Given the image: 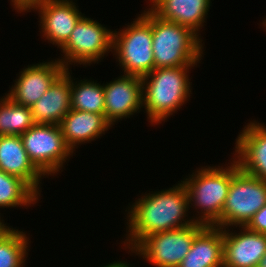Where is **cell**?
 <instances>
[{
    "instance_id": "cell-1",
    "label": "cell",
    "mask_w": 266,
    "mask_h": 267,
    "mask_svg": "<svg viewBox=\"0 0 266 267\" xmlns=\"http://www.w3.org/2000/svg\"><path fill=\"white\" fill-rule=\"evenodd\" d=\"M178 182L165 190L142 193L133 204L129 203L128 210H125L126 237L121 240L124 244L122 248L129 250L128 254L149 235L195 223L188 214L190 208L185 185L182 181Z\"/></svg>"
},
{
    "instance_id": "cell-2",
    "label": "cell",
    "mask_w": 266,
    "mask_h": 267,
    "mask_svg": "<svg viewBox=\"0 0 266 267\" xmlns=\"http://www.w3.org/2000/svg\"><path fill=\"white\" fill-rule=\"evenodd\" d=\"M231 160L224 166L198 167L181 180L188 193L189 208H194L198 213L192 216L195 223L222 228V210L229 186L240 170L237 161L234 158Z\"/></svg>"
},
{
    "instance_id": "cell-3",
    "label": "cell",
    "mask_w": 266,
    "mask_h": 267,
    "mask_svg": "<svg viewBox=\"0 0 266 267\" xmlns=\"http://www.w3.org/2000/svg\"><path fill=\"white\" fill-rule=\"evenodd\" d=\"M196 66L156 68L141 77L144 113L152 126L166 122L189 101L192 94L189 71Z\"/></svg>"
},
{
    "instance_id": "cell-4",
    "label": "cell",
    "mask_w": 266,
    "mask_h": 267,
    "mask_svg": "<svg viewBox=\"0 0 266 267\" xmlns=\"http://www.w3.org/2000/svg\"><path fill=\"white\" fill-rule=\"evenodd\" d=\"M191 29L152 13V50L156 68L198 65L204 42ZM203 55V56H202Z\"/></svg>"
},
{
    "instance_id": "cell-5",
    "label": "cell",
    "mask_w": 266,
    "mask_h": 267,
    "mask_svg": "<svg viewBox=\"0 0 266 267\" xmlns=\"http://www.w3.org/2000/svg\"><path fill=\"white\" fill-rule=\"evenodd\" d=\"M143 11L125 28L113 31L112 54L123 75L143 77L155 69L152 12L148 8Z\"/></svg>"
},
{
    "instance_id": "cell-6",
    "label": "cell",
    "mask_w": 266,
    "mask_h": 267,
    "mask_svg": "<svg viewBox=\"0 0 266 267\" xmlns=\"http://www.w3.org/2000/svg\"><path fill=\"white\" fill-rule=\"evenodd\" d=\"M113 31L98 20L82 16L75 24L67 42L60 48L62 56L57 58L66 69L70 65L88 67L99 63L105 55L112 53Z\"/></svg>"
},
{
    "instance_id": "cell-7",
    "label": "cell",
    "mask_w": 266,
    "mask_h": 267,
    "mask_svg": "<svg viewBox=\"0 0 266 267\" xmlns=\"http://www.w3.org/2000/svg\"><path fill=\"white\" fill-rule=\"evenodd\" d=\"M21 140L30 160L47 178L63 172L66 160L73 157L59 125L35 124L21 135Z\"/></svg>"
},
{
    "instance_id": "cell-8",
    "label": "cell",
    "mask_w": 266,
    "mask_h": 267,
    "mask_svg": "<svg viewBox=\"0 0 266 267\" xmlns=\"http://www.w3.org/2000/svg\"><path fill=\"white\" fill-rule=\"evenodd\" d=\"M205 227L200 223L145 237L132 251L154 267H179L193 239Z\"/></svg>"
},
{
    "instance_id": "cell-9",
    "label": "cell",
    "mask_w": 266,
    "mask_h": 267,
    "mask_svg": "<svg viewBox=\"0 0 266 267\" xmlns=\"http://www.w3.org/2000/svg\"><path fill=\"white\" fill-rule=\"evenodd\" d=\"M266 204V181L241 169L233 176L222 210V229L245 226Z\"/></svg>"
},
{
    "instance_id": "cell-10",
    "label": "cell",
    "mask_w": 266,
    "mask_h": 267,
    "mask_svg": "<svg viewBox=\"0 0 266 267\" xmlns=\"http://www.w3.org/2000/svg\"><path fill=\"white\" fill-rule=\"evenodd\" d=\"M74 0H40L26 11H37L41 38L61 48L69 39L75 24L85 15Z\"/></svg>"
},
{
    "instance_id": "cell-11",
    "label": "cell",
    "mask_w": 266,
    "mask_h": 267,
    "mask_svg": "<svg viewBox=\"0 0 266 267\" xmlns=\"http://www.w3.org/2000/svg\"><path fill=\"white\" fill-rule=\"evenodd\" d=\"M65 69L57 59L28 64L16 74L14 85L5 95L17 104L32 107Z\"/></svg>"
},
{
    "instance_id": "cell-12",
    "label": "cell",
    "mask_w": 266,
    "mask_h": 267,
    "mask_svg": "<svg viewBox=\"0 0 266 267\" xmlns=\"http://www.w3.org/2000/svg\"><path fill=\"white\" fill-rule=\"evenodd\" d=\"M105 94L104 116L114 126L143 109L142 80L135 75H120L103 83ZM142 108V109H141Z\"/></svg>"
},
{
    "instance_id": "cell-13",
    "label": "cell",
    "mask_w": 266,
    "mask_h": 267,
    "mask_svg": "<svg viewBox=\"0 0 266 267\" xmlns=\"http://www.w3.org/2000/svg\"><path fill=\"white\" fill-rule=\"evenodd\" d=\"M235 228H223V267H257L266 253V234Z\"/></svg>"
},
{
    "instance_id": "cell-14",
    "label": "cell",
    "mask_w": 266,
    "mask_h": 267,
    "mask_svg": "<svg viewBox=\"0 0 266 267\" xmlns=\"http://www.w3.org/2000/svg\"><path fill=\"white\" fill-rule=\"evenodd\" d=\"M266 124L250 120L235 139L232 156L240 169L266 181Z\"/></svg>"
},
{
    "instance_id": "cell-15",
    "label": "cell",
    "mask_w": 266,
    "mask_h": 267,
    "mask_svg": "<svg viewBox=\"0 0 266 267\" xmlns=\"http://www.w3.org/2000/svg\"><path fill=\"white\" fill-rule=\"evenodd\" d=\"M0 170L19 177L41 195L46 176L30 160L20 135H0Z\"/></svg>"
},
{
    "instance_id": "cell-16",
    "label": "cell",
    "mask_w": 266,
    "mask_h": 267,
    "mask_svg": "<svg viewBox=\"0 0 266 267\" xmlns=\"http://www.w3.org/2000/svg\"><path fill=\"white\" fill-rule=\"evenodd\" d=\"M148 9L162 20L191 29L200 38L206 25L211 0H148Z\"/></svg>"
},
{
    "instance_id": "cell-17",
    "label": "cell",
    "mask_w": 266,
    "mask_h": 267,
    "mask_svg": "<svg viewBox=\"0 0 266 267\" xmlns=\"http://www.w3.org/2000/svg\"><path fill=\"white\" fill-rule=\"evenodd\" d=\"M59 126L66 145L73 153L82 144L101 139L113 127L103 114L74 109L63 117Z\"/></svg>"
},
{
    "instance_id": "cell-18",
    "label": "cell",
    "mask_w": 266,
    "mask_h": 267,
    "mask_svg": "<svg viewBox=\"0 0 266 267\" xmlns=\"http://www.w3.org/2000/svg\"><path fill=\"white\" fill-rule=\"evenodd\" d=\"M70 71L71 69H65L41 98L30 107L35 124L59 125L71 110Z\"/></svg>"
},
{
    "instance_id": "cell-19",
    "label": "cell",
    "mask_w": 266,
    "mask_h": 267,
    "mask_svg": "<svg viewBox=\"0 0 266 267\" xmlns=\"http://www.w3.org/2000/svg\"><path fill=\"white\" fill-rule=\"evenodd\" d=\"M179 267H223V229L205 226L193 239Z\"/></svg>"
},
{
    "instance_id": "cell-20",
    "label": "cell",
    "mask_w": 266,
    "mask_h": 267,
    "mask_svg": "<svg viewBox=\"0 0 266 267\" xmlns=\"http://www.w3.org/2000/svg\"><path fill=\"white\" fill-rule=\"evenodd\" d=\"M97 82L86 78L77 81L71 75V109L104 115V87Z\"/></svg>"
},
{
    "instance_id": "cell-21",
    "label": "cell",
    "mask_w": 266,
    "mask_h": 267,
    "mask_svg": "<svg viewBox=\"0 0 266 267\" xmlns=\"http://www.w3.org/2000/svg\"><path fill=\"white\" fill-rule=\"evenodd\" d=\"M39 196L25 181L0 170V208L30 207Z\"/></svg>"
},
{
    "instance_id": "cell-22",
    "label": "cell",
    "mask_w": 266,
    "mask_h": 267,
    "mask_svg": "<svg viewBox=\"0 0 266 267\" xmlns=\"http://www.w3.org/2000/svg\"><path fill=\"white\" fill-rule=\"evenodd\" d=\"M35 125L31 108L13 102L6 95L0 98V135H22Z\"/></svg>"
},
{
    "instance_id": "cell-23",
    "label": "cell",
    "mask_w": 266,
    "mask_h": 267,
    "mask_svg": "<svg viewBox=\"0 0 266 267\" xmlns=\"http://www.w3.org/2000/svg\"><path fill=\"white\" fill-rule=\"evenodd\" d=\"M12 228L0 240V267H24L30 250L29 234Z\"/></svg>"
},
{
    "instance_id": "cell-24",
    "label": "cell",
    "mask_w": 266,
    "mask_h": 267,
    "mask_svg": "<svg viewBox=\"0 0 266 267\" xmlns=\"http://www.w3.org/2000/svg\"><path fill=\"white\" fill-rule=\"evenodd\" d=\"M245 227L251 231L266 234V204L253 215Z\"/></svg>"
},
{
    "instance_id": "cell-25",
    "label": "cell",
    "mask_w": 266,
    "mask_h": 267,
    "mask_svg": "<svg viewBox=\"0 0 266 267\" xmlns=\"http://www.w3.org/2000/svg\"><path fill=\"white\" fill-rule=\"evenodd\" d=\"M40 0H10V4L13 7V10L18 12V14L22 13L24 15L25 11L35 2Z\"/></svg>"
},
{
    "instance_id": "cell-26",
    "label": "cell",
    "mask_w": 266,
    "mask_h": 267,
    "mask_svg": "<svg viewBox=\"0 0 266 267\" xmlns=\"http://www.w3.org/2000/svg\"><path fill=\"white\" fill-rule=\"evenodd\" d=\"M1 216L2 215H0V240L13 228L9 226L8 223H5Z\"/></svg>"
},
{
    "instance_id": "cell-27",
    "label": "cell",
    "mask_w": 266,
    "mask_h": 267,
    "mask_svg": "<svg viewBox=\"0 0 266 267\" xmlns=\"http://www.w3.org/2000/svg\"><path fill=\"white\" fill-rule=\"evenodd\" d=\"M101 267H132V264L128 263L127 261H114L112 263H107V265H104ZM134 267V266H133Z\"/></svg>"
},
{
    "instance_id": "cell-28",
    "label": "cell",
    "mask_w": 266,
    "mask_h": 267,
    "mask_svg": "<svg viewBox=\"0 0 266 267\" xmlns=\"http://www.w3.org/2000/svg\"><path fill=\"white\" fill-rule=\"evenodd\" d=\"M257 267H266V253L260 259L259 264L257 265Z\"/></svg>"
},
{
    "instance_id": "cell-29",
    "label": "cell",
    "mask_w": 266,
    "mask_h": 267,
    "mask_svg": "<svg viewBox=\"0 0 266 267\" xmlns=\"http://www.w3.org/2000/svg\"><path fill=\"white\" fill-rule=\"evenodd\" d=\"M262 28H264V29H266V17H265V19H264V21L262 22Z\"/></svg>"
}]
</instances>
